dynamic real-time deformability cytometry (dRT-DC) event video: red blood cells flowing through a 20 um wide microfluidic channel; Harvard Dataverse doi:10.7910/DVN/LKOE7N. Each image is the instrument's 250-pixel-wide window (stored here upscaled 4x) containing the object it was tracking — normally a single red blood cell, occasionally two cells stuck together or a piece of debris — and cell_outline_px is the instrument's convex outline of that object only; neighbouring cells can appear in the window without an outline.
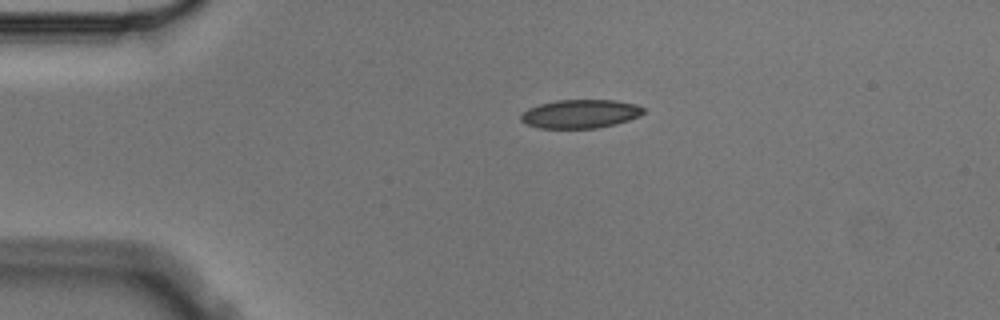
{"species": "Egyptian fruit bat (a non-hibernating species)", "species_latin": "Rousettus aegyptiacus", "temperature_condition": "cold", "stored_images_in_passage": 2, "camera_frame_rate_fps": 3000, "um_per_image_px": 0.085, "animal": {"sex": "male"}, "frame": {"image": 1, "passage_image": 1, "time_ms": 0.0, "image_size_px": [1000, 320], "cell_outline_px": [[644, 112], [640, 116], [616, 124], [596, 128], [536, 128], [524, 124], [520, 120], [520, 116], [528, 108], [540, 104], [556, 100], [616, 100], [636, 104], [644, 108]], "centroid_in_image_um": [49.31, 9.68], "position_along_channel_um": 35.7, "area_um2": 20.58}}